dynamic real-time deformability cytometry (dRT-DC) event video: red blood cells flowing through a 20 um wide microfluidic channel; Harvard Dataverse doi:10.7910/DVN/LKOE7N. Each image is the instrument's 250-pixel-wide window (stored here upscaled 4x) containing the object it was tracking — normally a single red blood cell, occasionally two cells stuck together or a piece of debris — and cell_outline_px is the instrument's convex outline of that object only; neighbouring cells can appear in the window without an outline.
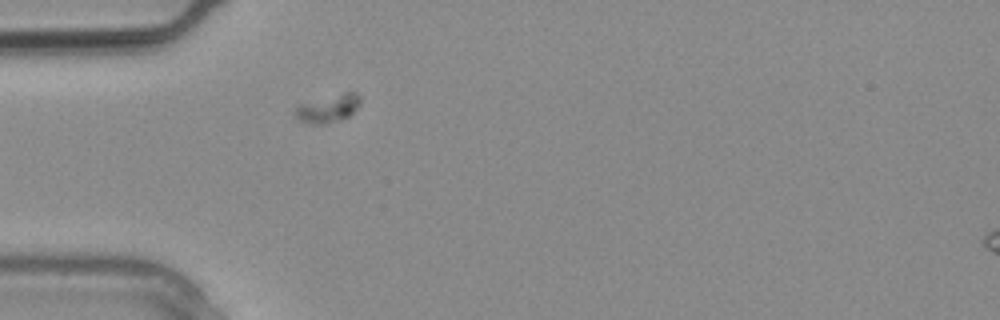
{"species": "common noctule bat (a hibernating species)", "species_latin": "Nyctalus noctula", "temperature_condition": "warm", "stored_images_in_passage": 22, "camera_frame_rate_fps": 3000, "um_per_image_px": 0.085, "animal": {"sex": "male", "body_mass_g": 20.4}, "frame": {"image": 1, "passage_image": 1, "time_ms": 0.0, "image_size_px": [1000, 320], "cell_outline_px": [[360, 104], [348, 116], [324, 124], [308, 124], [296, 120], [296, 108], [300, 104], [344, 92], [356, 92], [360, 96]], "centroid_in_image_um": [27.88, 9.22], "position_along_channel_um": 57.1, "area_um2": 10.35}}